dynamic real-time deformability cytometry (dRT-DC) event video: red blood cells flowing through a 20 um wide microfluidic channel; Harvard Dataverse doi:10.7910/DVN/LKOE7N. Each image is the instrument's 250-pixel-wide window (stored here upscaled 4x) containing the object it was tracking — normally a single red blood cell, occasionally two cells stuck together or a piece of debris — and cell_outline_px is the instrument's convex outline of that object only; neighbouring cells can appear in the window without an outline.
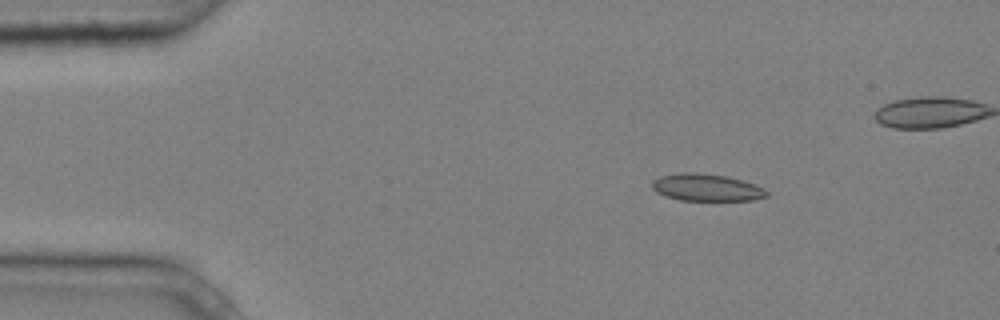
{"species": "common noctule bat (a hibernating species)", "species_latin": "Nyctalus noctula", "temperature_condition": "cold", "stored_images_in_passage": 6, "camera_frame_rate_fps": 3000, "um_per_image_px": 0.085, "animal": {"sex": "male", "body_mass_g": 20.4}, "frame": {"image": 1, "passage_image": 3, "time_ms": 0.667, "image_size_px": [1000, 320], "cell_outline_px": [[768, 196], [752, 200], [680, 200], [664, 196], [656, 192], [652, 188], [652, 180], [660, 176], [684, 172], [692, 172], [724, 176], [740, 180], [764, 188], [768, 192]], "centroid_in_image_um": [60.01, 15.94], "position_along_channel_um": 25.0, "area_um2": 17.92}}